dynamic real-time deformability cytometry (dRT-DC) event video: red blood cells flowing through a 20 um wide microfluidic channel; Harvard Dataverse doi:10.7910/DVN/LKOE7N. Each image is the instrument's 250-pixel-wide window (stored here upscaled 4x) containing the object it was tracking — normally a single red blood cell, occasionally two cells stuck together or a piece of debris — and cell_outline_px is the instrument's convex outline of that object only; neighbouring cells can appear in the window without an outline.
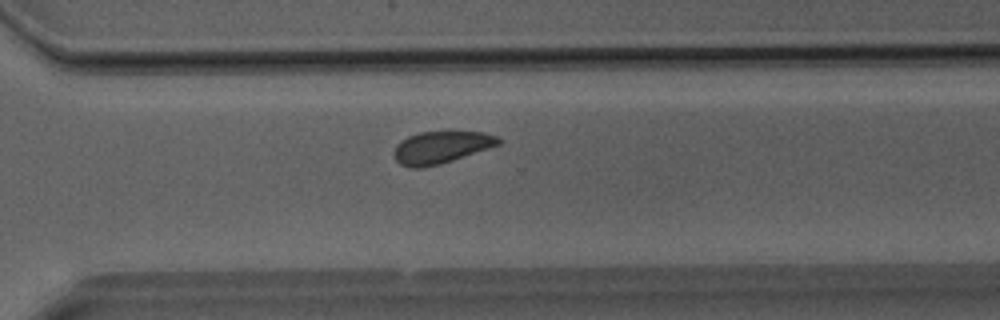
{"species": "Egyptian fruit bat (a non-hibernating species)", "species_latin": "Rousettus aegyptiacus", "temperature_condition": "room temperature", "stored_images_in_passage": 32, "camera_frame_rate_fps": 3000, "um_per_image_px": 0.085, "animal": {"sex": "male"}, "frame": {"image": 1, "passage_image": 21, "time_ms": 6.667, "image_size_px": [1000, 320], "cell_outline_px": [[500, 144], [440, 164], [424, 168], [412, 168], [400, 164], [396, 160], [392, 152], [396, 144], [400, 140], [408, 136], [420, 132], [484, 132], [496, 136], [500, 140]], "centroid_in_image_um": [37.43, 12.53], "position_along_channel_um": 333.2, "area_um2": 19.48}}
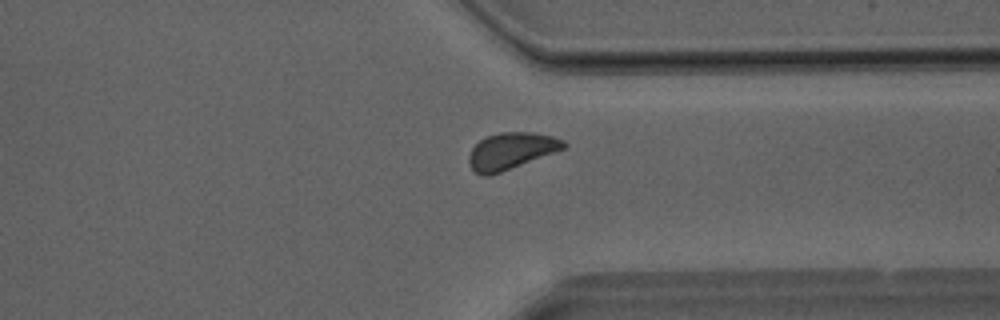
{"frame": {"image": 2, "passage_image": 23, "time_ms": 7.333, "image_size_px": [1000, 320], "cell_outline_px": [[568, 144], [564, 148], [500, 172], [488, 176], [480, 176], [468, 164], [468, 156], [472, 148], [480, 140], [488, 136], [500, 132], [532, 132], [552, 136], [564, 140]], "centroid_in_image_um": [43.41, 12.82], "position_along_channel_um": 368.0, "area_um2": 19.94}}
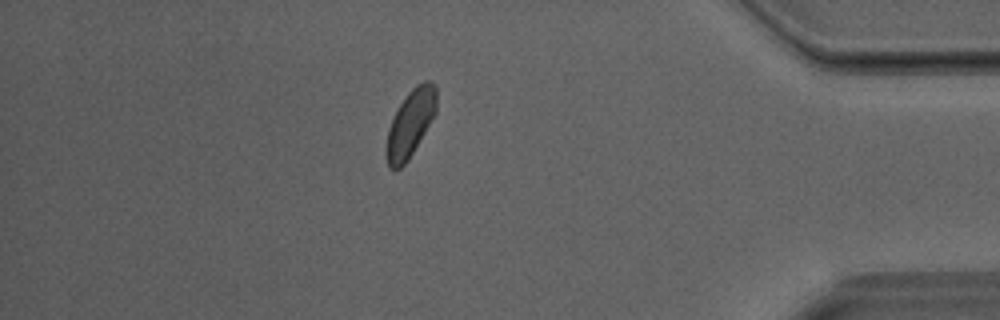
{"frame": {"image": 3, "passage_image": 27, "time_ms": 8.667, "image_size_px": [1000, 320], "cell_outline_px": [[436, 112], [408, 160], [396, 172], [388, 168], [384, 156], [384, 152], [388, 128], [392, 116], [408, 92], [416, 84], [424, 80], [428, 80], [436, 84]], "centroid_in_image_um": [34.83, 10.52], "position_along_channel_um": 400.4, "area_um2": 19.94}}